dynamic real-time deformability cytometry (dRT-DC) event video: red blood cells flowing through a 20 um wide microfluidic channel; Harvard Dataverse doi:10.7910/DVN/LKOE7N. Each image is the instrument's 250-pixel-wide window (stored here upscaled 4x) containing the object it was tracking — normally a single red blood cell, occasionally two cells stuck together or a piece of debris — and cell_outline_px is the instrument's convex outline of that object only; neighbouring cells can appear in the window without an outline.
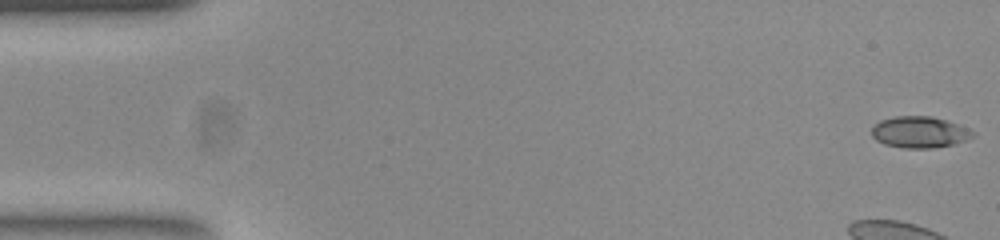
{"species": "common noctule bat (a hibernating species)", "species_latin": "Nyctalus noctula", "temperature_condition": "room temperature", "stored_images_in_passage": 44, "camera_frame_rate_fps": 3000, "um_per_image_px": 0.085, "animal": {"sex": "female", "body_mass_g": 23.0, "forearm_length_mm": 53.4}, "frame": {"image": 1, "passage_image": 1, "time_ms": 0.0, "image_size_px": [1000, 240], "cell_outline_px": [[976, 136], [956, 144], [932, 148], [904, 148], [884, 144], [876, 140], [872, 136], [872, 128], [880, 120], [892, 116], [932, 116], [968, 128], [976, 132]], "centroid_in_image_um": [78.18, 11.24], "position_along_channel_um": 6.8, "area_um2": 18.61}}